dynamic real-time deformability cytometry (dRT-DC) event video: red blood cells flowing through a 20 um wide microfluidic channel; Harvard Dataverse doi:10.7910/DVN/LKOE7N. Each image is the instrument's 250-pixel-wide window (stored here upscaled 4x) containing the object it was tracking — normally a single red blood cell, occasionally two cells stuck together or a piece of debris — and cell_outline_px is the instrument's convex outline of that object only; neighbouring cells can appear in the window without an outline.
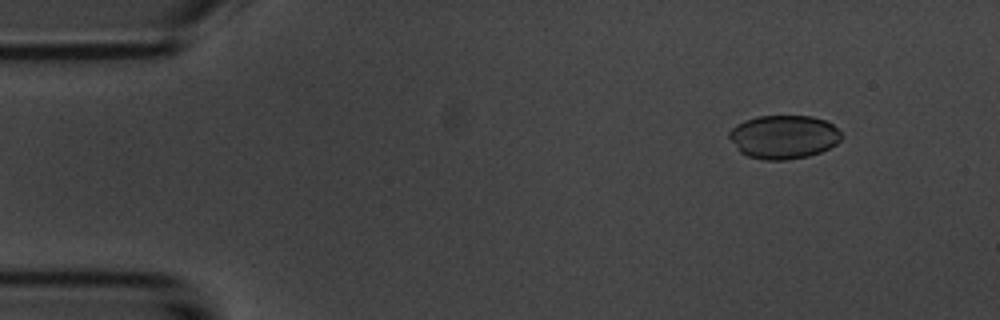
{"species": "common noctule bat (a hibernating species)", "species_latin": "Nyctalus noctula", "temperature_condition": "room temperature", "stored_images_in_passage": 5, "camera_frame_rate_fps": 3000, "um_per_image_px": 0.085, "animal": {"sex": "male", "body_mass_g": 20.1, "forearm_length_mm": 53.5}, "frame": {"image": 1, "passage_image": 2, "time_ms": 1.333, "image_size_px": [1000, 320], "cell_outline_px": [[844, 136], [836, 144], [820, 152], [808, 156], [788, 160], [764, 160], [748, 156], [740, 152], [736, 148], [728, 136], [728, 132], [736, 124], [744, 120], [756, 116], [812, 116], [824, 120], [832, 124]], "centroid_in_image_um": [66.59, 11.64], "position_along_channel_um": 18.4, "area_um2": 28.67}}